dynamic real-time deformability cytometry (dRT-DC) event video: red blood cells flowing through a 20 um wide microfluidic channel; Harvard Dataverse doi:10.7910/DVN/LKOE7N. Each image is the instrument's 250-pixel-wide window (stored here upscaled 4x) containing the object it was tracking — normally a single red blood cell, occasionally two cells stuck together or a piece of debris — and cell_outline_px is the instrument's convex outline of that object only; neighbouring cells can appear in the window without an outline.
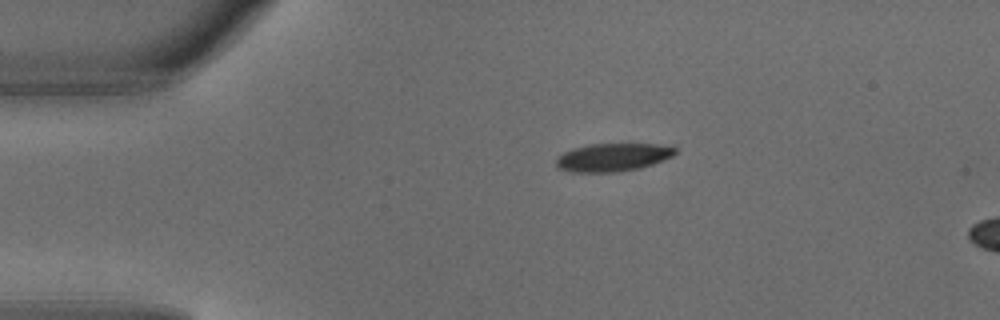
{"species": "common noctule bat (a hibernating species)", "species_latin": "Nyctalus noctula", "temperature_condition": "warm", "stored_images_in_passage": 3, "segment_of_instrument_passage": [1, 2], "camera_frame_rate_fps": 3000, "um_per_image_px": 0.085, "animal": {"sex": "male", "body_mass_g": 18.8}, "frame": {"image": 1, "passage_image": 1, "time_ms": 0.0, "image_size_px": [1000, 320], "cell_outline_px": [[676, 152], [672, 156], [652, 164], [640, 168], [620, 172], [572, 172], [556, 168], [556, 160], [564, 152], [572, 148], [588, 144], [656, 144], [676, 148]], "centroid_in_image_um": [52.05, 13.38], "position_along_channel_um": 32.9, "area_um2": 19.42}}